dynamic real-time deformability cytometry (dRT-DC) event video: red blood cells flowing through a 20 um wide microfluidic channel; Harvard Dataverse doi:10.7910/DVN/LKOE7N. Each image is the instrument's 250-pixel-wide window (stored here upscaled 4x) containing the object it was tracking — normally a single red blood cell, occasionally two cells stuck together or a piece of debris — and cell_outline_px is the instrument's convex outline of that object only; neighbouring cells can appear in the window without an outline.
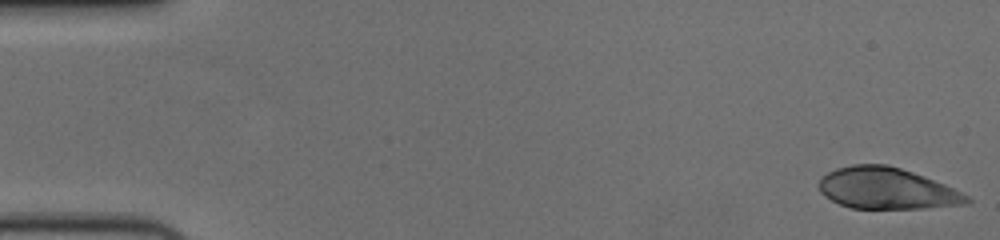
{"species": "human", "species_latin": "Homo sapiens", "temperature_condition": "cold", "stored_images_in_passage": 56, "camera_frame_rate_fps": 3000, "um_per_image_px": 0.085, "donor": {"sex": "female"}, "frame": {"image": 1, "passage_image": 1, "time_ms": 0.0, "image_size_px": [1000, 240], "cell_outline_px": [[972, 200], [968, 204], [924, 208], [852, 208], [840, 204], [824, 196], [820, 192], [816, 184], [820, 176], [836, 168], [852, 164], [888, 164], [912, 172], [944, 184], [968, 196]], "centroid_in_image_um": [75.31, 16.01], "position_along_channel_um": 9.7, "area_um2": 35.66}}
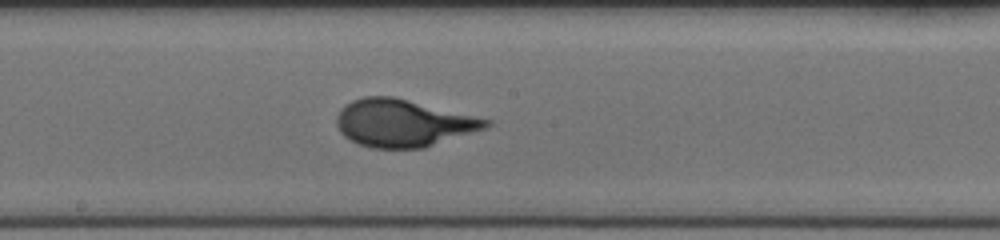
{"frame": {"image": 2, "passage_image": 30, "time_ms": 9.667, "image_size_px": [1000, 240], "cell_outline_px": [[492, 124], [488, 128], [424, 148], [372, 148], [360, 144], [344, 136], [340, 132], [336, 124], [336, 116], [340, 108], [344, 104], [352, 100], [364, 96], [392, 96], [492, 120]], "centroid_in_image_um": [34.27, 10.46], "position_along_channel_um": 213.9, "area_um2": 41.33}}
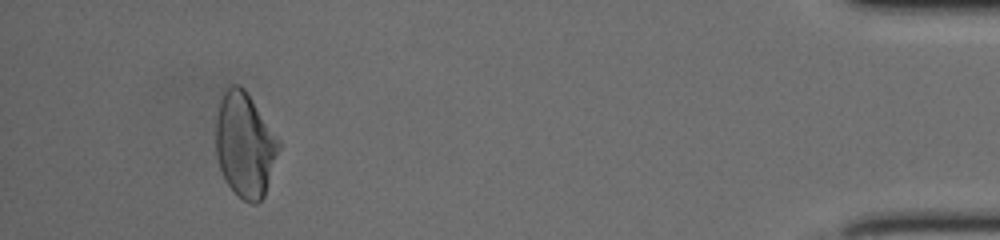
{"frame": {"image": 3, "passage_image": 52, "time_ms": 17.0, "image_size_px": [1000, 240], "cell_outline_px": [[280, 148], [264, 196], [256, 204], [252, 204], [236, 196], [228, 184], [220, 168], [216, 156], [216, 116], [220, 100], [224, 92], [232, 84], [236, 84], [244, 88], [280, 140]], "centroid_in_image_um": [20.81, 12.33], "position_along_channel_um": 414.4, "area_um2": 38.26}, "authors_computed_cell_mechanics": {"area_um2": 39.2462, "velocity_mm_per_s": 3.6402, "shape_relaxation_time_tau1_ms": 3.8897, "shape_relaxation_time_tau2_ms": null, "deformation_change_tau1": 0.1802, "deformation_change_tau2": null}}